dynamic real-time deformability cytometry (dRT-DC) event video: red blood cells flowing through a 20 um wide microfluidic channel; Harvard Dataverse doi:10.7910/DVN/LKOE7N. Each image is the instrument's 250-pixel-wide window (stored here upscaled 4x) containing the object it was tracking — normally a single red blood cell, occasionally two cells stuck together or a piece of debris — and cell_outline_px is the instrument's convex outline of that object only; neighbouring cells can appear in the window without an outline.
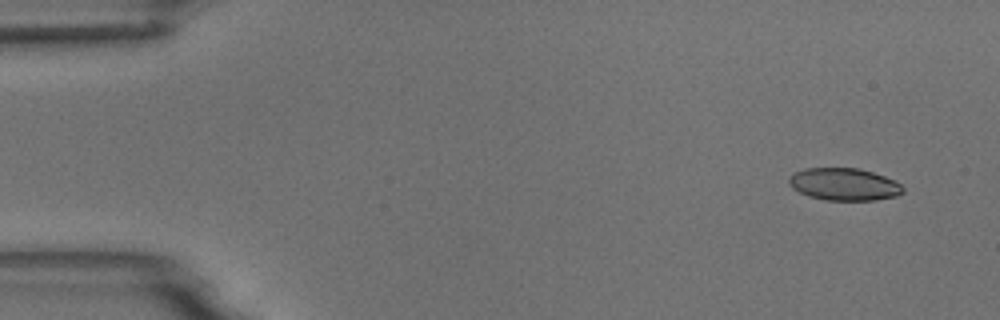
{"species": "common noctule bat (a hibernating species)", "species_latin": "Nyctalus noctula", "temperature_condition": "room temperature", "stored_images_in_passage": 2, "camera_frame_rate_fps": 3000, "um_per_image_px": 0.085, "animal": {"sex": "male", "body_mass_g": 18.8}, "frame": {"image": 1, "passage_image": 2, "time_ms": 2.0, "image_size_px": [1000, 320], "cell_outline_px": [[904, 192], [896, 196], [876, 200], [824, 200], [808, 196], [792, 188], [788, 184], [788, 180], [796, 172], [804, 168], [856, 168], [872, 172], [884, 176], [900, 184], [904, 188]], "centroid_in_image_um": [71.74, 15.67], "position_along_channel_um": 13.3, "area_um2": 21.39}}